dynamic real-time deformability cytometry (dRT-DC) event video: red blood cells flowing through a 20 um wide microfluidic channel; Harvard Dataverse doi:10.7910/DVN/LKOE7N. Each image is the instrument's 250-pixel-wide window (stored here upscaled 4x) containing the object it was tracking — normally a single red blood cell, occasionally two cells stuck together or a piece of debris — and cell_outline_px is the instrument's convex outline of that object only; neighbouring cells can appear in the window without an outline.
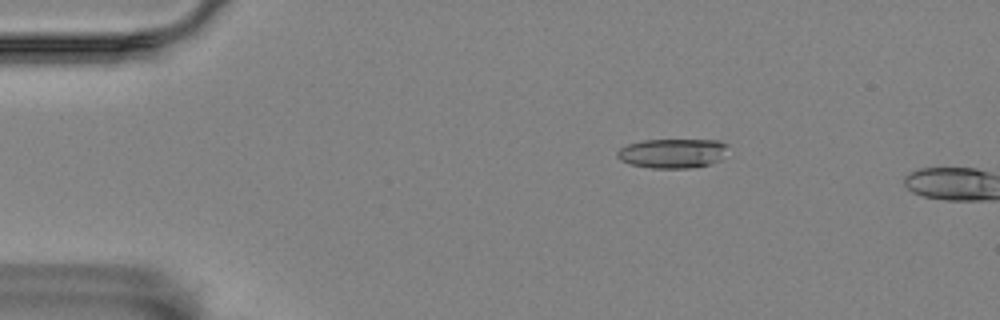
{"species": "Egyptian fruit bat (a non-hibernating species)", "species_latin": "Rousettus aegyptiacus", "temperature_condition": "room temperature", "stored_images_in_passage": 4, "camera_frame_rate_fps": 3000, "um_per_image_px": 0.085, "animal": {"sex": "female"}, "frame": {"image": 1, "passage_image": 3, "time_ms": 2.333, "image_size_px": [1000, 320], "cell_outline_px": [[724, 144], [720, 160], [708, 164], [688, 168], [652, 168], [632, 164], [620, 160], [616, 156], [616, 152], [620, 148], [628, 144], [644, 140], [720, 140]], "centroid_in_image_um": [57.08, 13.03], "position_along_channel_um": 27.9, "area_um2": 18.55}}